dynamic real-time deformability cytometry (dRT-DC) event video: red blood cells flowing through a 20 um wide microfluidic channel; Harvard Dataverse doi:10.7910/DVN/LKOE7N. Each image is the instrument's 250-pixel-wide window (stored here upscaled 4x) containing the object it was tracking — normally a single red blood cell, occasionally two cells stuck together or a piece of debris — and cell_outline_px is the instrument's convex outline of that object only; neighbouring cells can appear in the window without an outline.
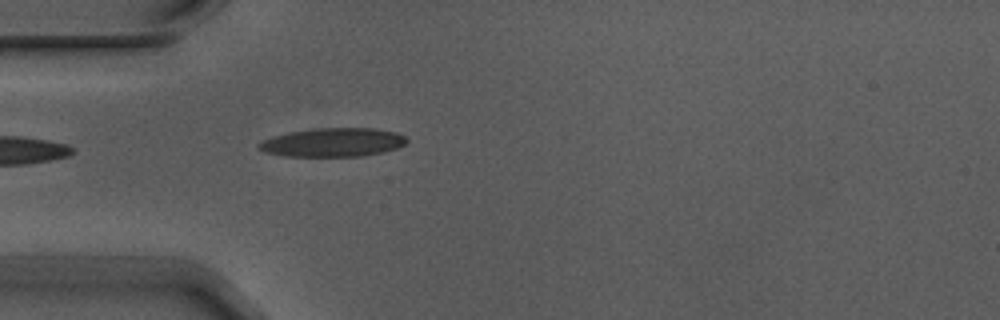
{"species": "Egyptian fruit bat (a non-hibernating species)", "species_latin": "Rousettus aegyptiacus", "temperature_condition": "warm", "stored_images_in_passage": 4, "camera_frame_rate_fps": 3000, "um_per_image_px": 0.085, "animal": {"sex": "male"}, "frame": {"image": 1, "passage_image": 4, "time_ms": 1.0, "image_size_px": [1000, 320], "cell_outline_px": [[408, 140], [404, 144], [396, 148], [384, 152], [360, 156], [284, 156], [264, 152], [256, 144], [272, 136], [312, 128], [376, 128], [396, 132], [404, 136]], "centroid_in_image_um": [28.3, 12.1], "position_along_channel_um": 56.7, "area_um2": 24.68}}